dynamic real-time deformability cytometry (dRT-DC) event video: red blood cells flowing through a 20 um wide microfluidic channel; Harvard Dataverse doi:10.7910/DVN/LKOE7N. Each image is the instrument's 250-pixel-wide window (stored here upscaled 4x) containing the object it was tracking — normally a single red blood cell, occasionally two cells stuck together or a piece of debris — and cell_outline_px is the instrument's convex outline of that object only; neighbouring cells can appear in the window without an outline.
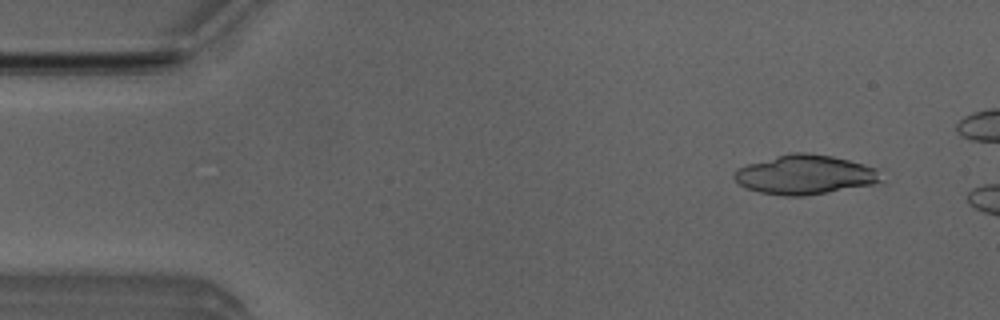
{"species": "Egyptian fruit bat (a non-hibernating species)", "species_latin": "Rousettus aegyptiacus", "temperature_condition": "room temperature", "stored_images_in_passage": 5, "camera_frame_rate_fps": 3000, "um_per_image_px": 0.085, "animal": {"sex": "male"}, "frame": {"image": 1, "passage_image": 1, "time_ms": 0.0, "image_size_px": [1000, 320], "cell_outline_px": [[884, 180], [872, 184], [828, 192], [804, 196], [788, 196], [760, 192], [748, 188], [740, 184], [732, 176], [736, 168], [748, 164], [776, 156], [792, 152], [804, 152], [832, 156], [864, 164], [876, 168]], "centroid_in_image_um": [68.42, 14.84], "position_along_channel_um": 16.6, "area_um2": 33.41}}